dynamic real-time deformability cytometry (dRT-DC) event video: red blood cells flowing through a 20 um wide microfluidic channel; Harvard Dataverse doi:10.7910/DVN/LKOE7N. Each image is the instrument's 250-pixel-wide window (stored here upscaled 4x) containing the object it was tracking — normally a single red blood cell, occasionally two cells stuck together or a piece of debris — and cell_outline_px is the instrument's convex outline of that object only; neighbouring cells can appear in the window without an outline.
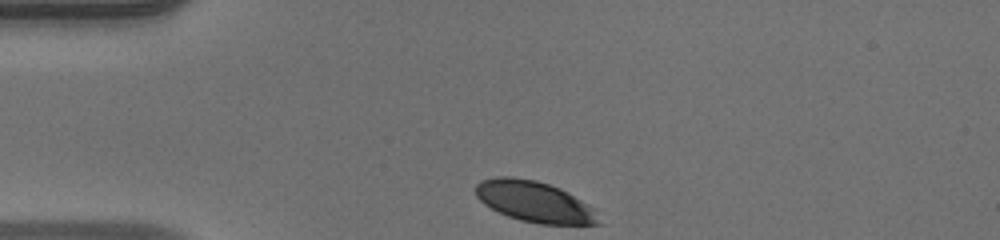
{"species": "human", "species_latin": "Homo sapiens", "temperature_condition": "warm", "stored_images_in_passage": 33, "camera_frame_rate_fps": 3000, "um_per_image_px": 0.085, "donor": {"sex": "male"}, "frame": {"image": 1, "passage_image": 1, "time_ms": 0.0, "image_size_px": [1000, 240], "cell_outline_px": [[604, 224], [540, 224], [520, 220], [508, 216], [484, 204], [476, 196], [476, 184], [480, 180], [496, 176], [512, 176], [536, 180], [560, 188], [568, 192], [588, 204], [592, 208]], "centroid_in_image_um": [45.43, 17.13], "position_along_channel_um": 39.6, "area_um2": 29.3}}
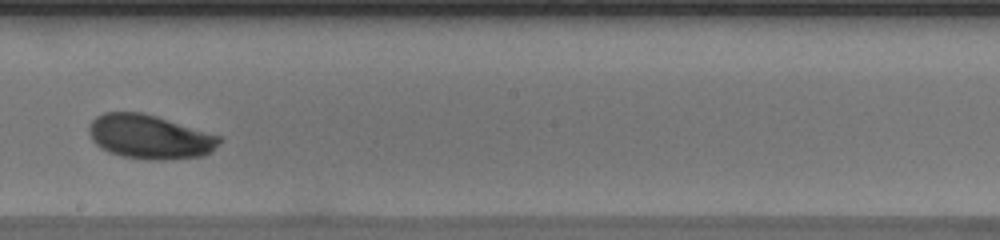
{"frame": {"image": 2, "passage_image": 18, "time_ms": 5.667, "image_size_px": [1000, 240], "cell_outline_px": [[224, 140], [212, 152], [204, 156], [164, 160], [148, 160], [124, 156], [108, 152], [100, 148], [92, 140], [88, 132], [88, 124], [96, 116], [104, 112], [140, 112], [156, 116], [224, 136]], "centroid_in_image_um": [12.77, 11.63], "position_along_channel_um": 235.4, "area_um2": 34.1}}
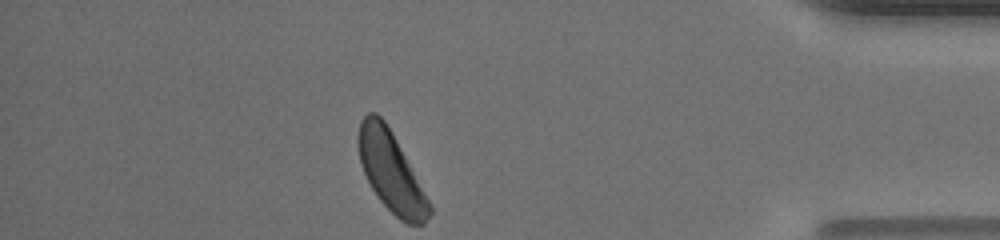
{"frame": {"image": 3, "passage_image": 33, "time_ms": 10.667, "image_size_px": [1000, 240], "cell_outline_px": [[432, 212], [424, 224], [408, 224], [400, 220], [380, 200], [372, 188], [360, 164], [356, 140], [356, 136], [360, 120], [368, 112], [376, 112], [384, 120], [392, 132], [432, 204]], "centroid_in_image_um": [33.22, 14.57], "position_along_channel_um": 402.0, "area_um2": 33.12}, "authors_computed_cell_mechanics": {"area_um2": 32.7726, "velocity_mm_per_s": 4.1319, "shape_relaxation_time_tau1_ms": 10.547, "shape_relaxation_time_tau2_ms": null, "deformation_change_tau1": 0.2941, "deformation_change_tau2": null}}